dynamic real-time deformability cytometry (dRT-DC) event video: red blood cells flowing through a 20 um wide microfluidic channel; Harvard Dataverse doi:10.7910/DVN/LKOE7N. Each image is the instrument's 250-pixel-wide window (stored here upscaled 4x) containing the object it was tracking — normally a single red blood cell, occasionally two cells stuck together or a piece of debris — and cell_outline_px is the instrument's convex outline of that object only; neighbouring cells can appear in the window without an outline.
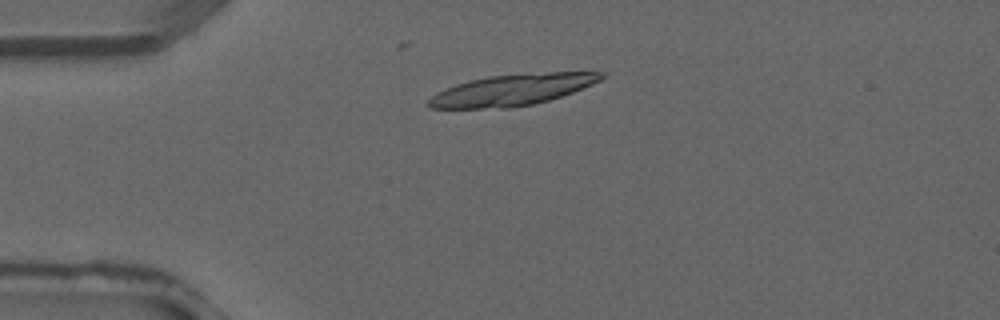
{"species": "common noctule bat (a hibernating species)", "species_latin": "Nyctalus noctula", "temperature_condition": "warm", "stored_images_in_passage": 3, "camera_frame_rate_fps": 3000, "um_per_image_px": 0.085, "animal": {"sex": "male", "forearm_length_mm": 52.5}, "frame": {"image": 1, "passage_image": 2, "time_ms": 0.333, "image_size_px": [1000, 320], "cell_outline_px": [[604, 76], [600, 80], [592, 84], [572, 92], [548, 100], [532, 104], [512, 108], [432, 108], [424, 104], [436, 92], [456, 84], [488, 76], [548, 72], [604, 72]], "centroid_in_image_um": [43.5, 7.65], "position_along_channel_um": 41.5, "area_um2": 31.1}}
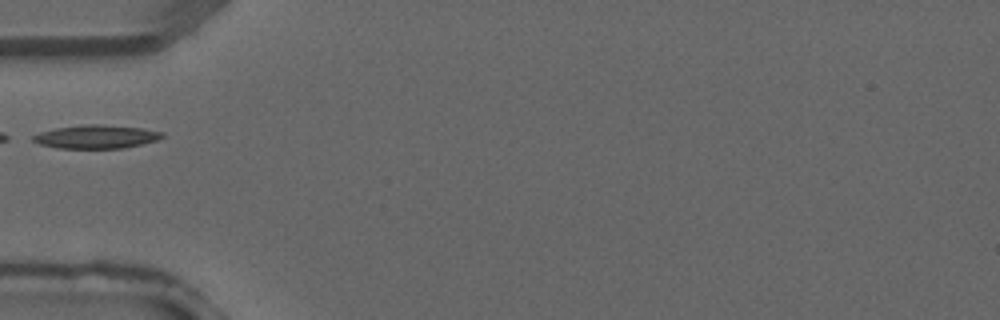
{"frame": {"image": 2, "passage_image": 3, "time_ms": 0.667, "image_size_px": [1000, 320], "cell_outline_px": [[164, 136], [156, 140], [124, 148], [56, 148], [40, 144], [32, 140], [32, 136], [40, 132], [56, 128], [88, 124], [100, 124], [140, 128], [164, 132]], "centroid_in_image_um": [8.16, 11.62], "position_along_channel_um": 76.8, "area_um2": 17.46}}